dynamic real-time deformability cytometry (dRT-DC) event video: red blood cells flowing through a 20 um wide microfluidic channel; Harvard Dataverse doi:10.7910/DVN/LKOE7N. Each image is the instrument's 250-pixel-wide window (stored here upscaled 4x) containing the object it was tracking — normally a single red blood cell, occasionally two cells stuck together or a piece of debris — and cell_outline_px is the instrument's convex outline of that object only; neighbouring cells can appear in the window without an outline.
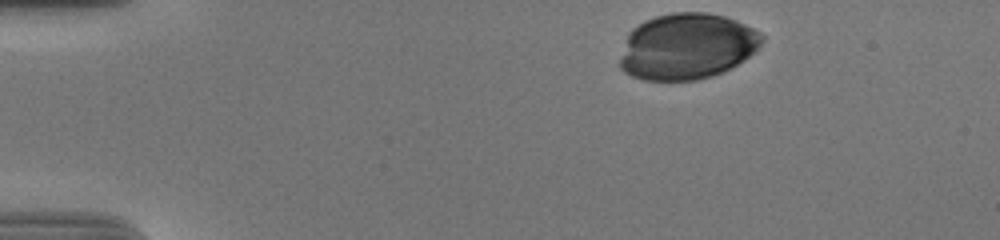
{"species": "human", "species_latin": "Homo sapiens", "temperature_condition": "cold", "stored_images_in_passage": 38, "camera_frame_rate_fps": 3000, "um_per_image_px": 0.085, "donor": {"sex": "male"}, "frame": {"image": 1, "passage_image": 1, "time_ms": 0.0, "image_size_px": [1000, 240], "cell_outline_px": [[764, 40], [756, 52], [732, 68], [712, 76], [696, 80], [644, 80], [632, 76], [624, 72], [620, 68], [620, 60], [628, 32], [632, 28], [644, 20], [656, 16], [672, 12], [708, 12], [724, 16], [736, 20], [760, 32], [764, 36]], "centroid_in_image_um": [58.41, 3.94], "position_along_channel_um": 26.6, "area_um2": 55.03}}